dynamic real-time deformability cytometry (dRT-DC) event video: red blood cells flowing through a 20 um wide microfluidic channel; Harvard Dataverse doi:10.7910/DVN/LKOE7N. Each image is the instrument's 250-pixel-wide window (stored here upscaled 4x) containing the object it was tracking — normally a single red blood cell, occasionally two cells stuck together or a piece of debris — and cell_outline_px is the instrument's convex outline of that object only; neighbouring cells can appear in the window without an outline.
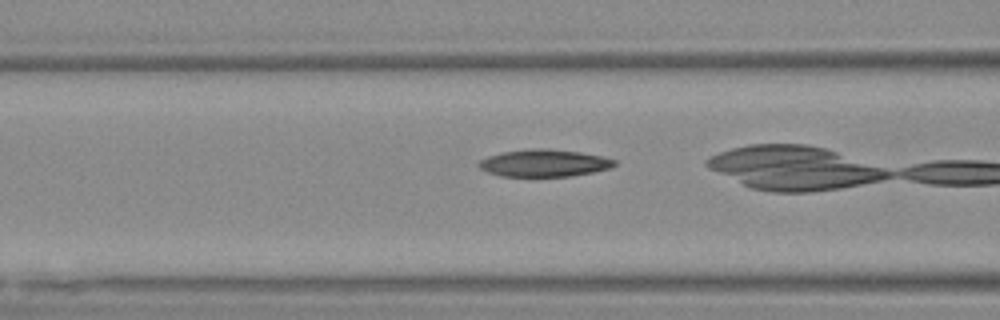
{"species": "Egyptian fruit bat (a non-hibernating species)", "species_latin": "Rousettus aegyptiacus", "temperature_condition": "warm", "stored_images_in_passage": 19, "camera_frame_rate_fps": 3000, "um_per_image_px": 0.085, "animal": {"sex": "female"}, "frame": {"image": 1, "passage_image": 14, "time_ms": 4.333, "image_size_px": [1000, 320], "cell_outline_px": [[616, 164], [612, 168], [572, 176], [500, 176], [488, 172], [480, 168], [476, 164], [480, 160], [488, 156], [504, 152], [532, 148], [548, 148], [580, 152], [604, 156], [616, 160]], "centroid_in_image_um": [46.28, 13.85], "position_along_channel_um": 120.3, "area_um2": 21.62}}